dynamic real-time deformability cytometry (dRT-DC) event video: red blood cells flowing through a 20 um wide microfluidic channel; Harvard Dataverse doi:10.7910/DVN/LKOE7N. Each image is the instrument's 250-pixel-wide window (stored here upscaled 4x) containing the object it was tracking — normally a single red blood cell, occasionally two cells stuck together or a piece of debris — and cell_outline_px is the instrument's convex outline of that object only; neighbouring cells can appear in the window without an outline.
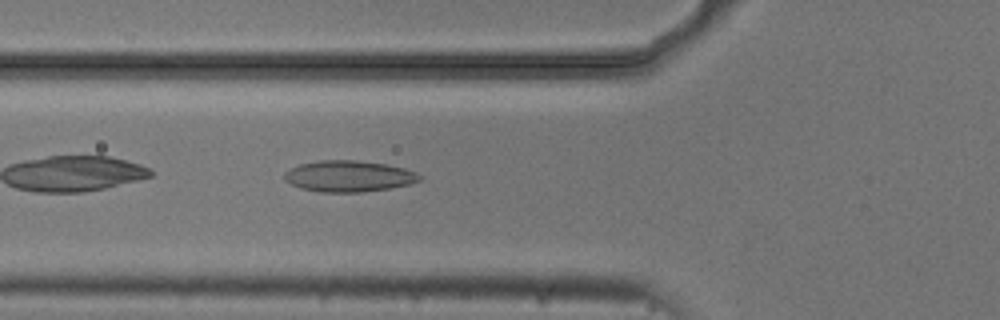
{"species": "common noctule bat (a hibernating species)", "species_latin": "Nyctalus noctula", "temperature_condition": "cold", "stored_images_in_passage": 35, "camera_frame_rate_fps": 3000, "um_per_image_px": 0.085, "animal": {"sex": "male", "body_mass_g": 20.5, "forearm_length_mm": 52.5}, "frame": {"image": 1, "passage_image": 4, "time_ms": 1.0, "image_size_px": [1000, 320], "cell_outline_px": [[424, 176], [420, 180], [408, 184], [388, 188], [364, 192], [320, 192], [300, 188], [284, 180], [284, 172], [300, 164], [320, 160], [356, 160], [388, 164], [404, 168], [416, 172]], "centroid_in_image_um": [29.65, 14.97], "position_along_channel_um": 96.1, "area_um2": 24.62}}
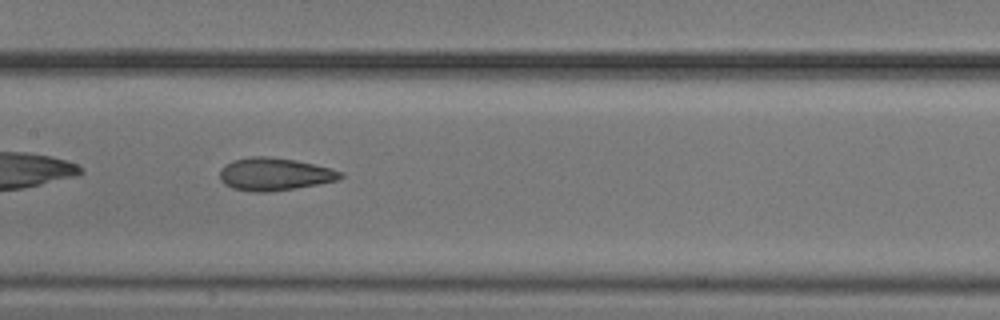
{"frame": {"image": 2, "passage_image": 11, "time_ms": 3.333, "image_size_px": [1000, 320], "cell_outline_px": [[344, 176], [336, 180], [316, 184], [292, 188], [264, 192], [256, 192], [232, 188], [224, 184], [220, 180], [220, 168], [232, 160], [252, 156], [264, 156], [296, 160], [328, 168], [340, 172]], "centroid_in_image_um": [23.25, 14.79], "position_along_channel_um": 184.1, "area_um2": 22.54}}
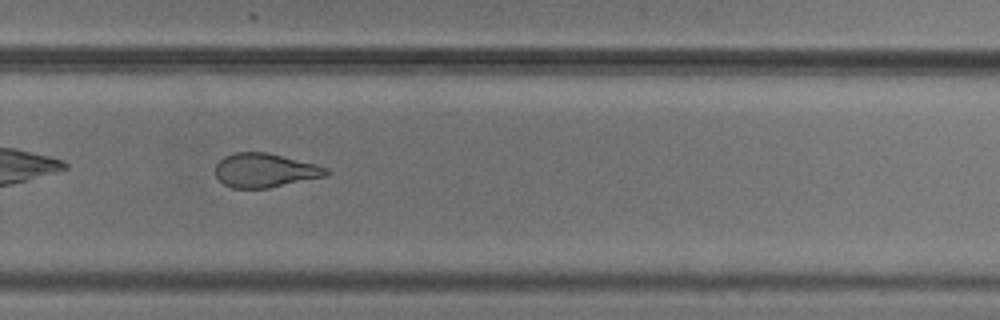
{"frame": {"image": 3, "passage_image": 21, "time_ms": 6.667, "image_size_px": [1000, 320], "cell_outline_px": [[332, 172], [328, 176], [268, 188], [232, 188], [224, 184], [216, 176], [216, 164], [224, 156], [236, 152], [268, 152], [316, 164], [328, 168]], "centroid_in_image_um": [22.56, 14.48], "position_along_channel_um": 307.2, "area_um2": 22.14}, "authors_computed_cell_mechanics": {"area_um2": 23.12, "velocity_mm_per_s": 3.7269, "shape_relaxation_time_tau1_ms": null, "shape_relaxation_time_tau2_ms": 2.5637, "deformation_change_tau1": null, "deformation_change_tau2": 0.0935}}